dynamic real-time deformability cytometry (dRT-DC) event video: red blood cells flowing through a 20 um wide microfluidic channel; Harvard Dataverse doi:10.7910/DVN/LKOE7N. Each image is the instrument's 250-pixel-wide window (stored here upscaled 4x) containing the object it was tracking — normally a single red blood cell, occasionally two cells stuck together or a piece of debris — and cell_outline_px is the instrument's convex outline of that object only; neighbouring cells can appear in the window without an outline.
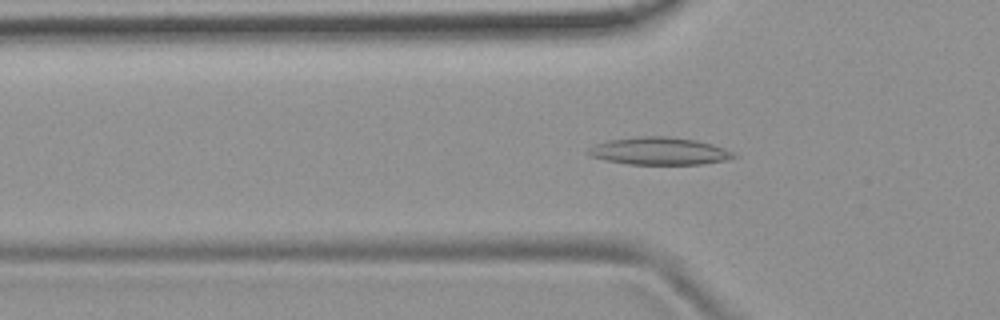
{"species": "common noctule bat (a hibernating species)", "species_latin": "Nyctalus noctula", "temperature_condition": "room temperature", "stored_images_in_passage": 48, "camera_frame_rate_fps": 3000, "um_per_image_px": 0.085, "animal": {"sex": "female", "body_mass_g": 19.9}, "frame": {"image": 1, "passage_image": 12, "time_ms": 3.667, "image_size_px": [1000, 320], "cell_outline_px": [[740, 156], [724, 160], [704, 164], [628, 164], [604, 160], [588, 156], [584, 152], [588, 148], [596, 144], [608, 140], [644, 136], [664, 136], [696, 140], [712, 144], [724, 148]], "centroid_in_image_um": [56.0, 12.85], "position_along_channel_um": 69.8, "area_um2": 23.35}}
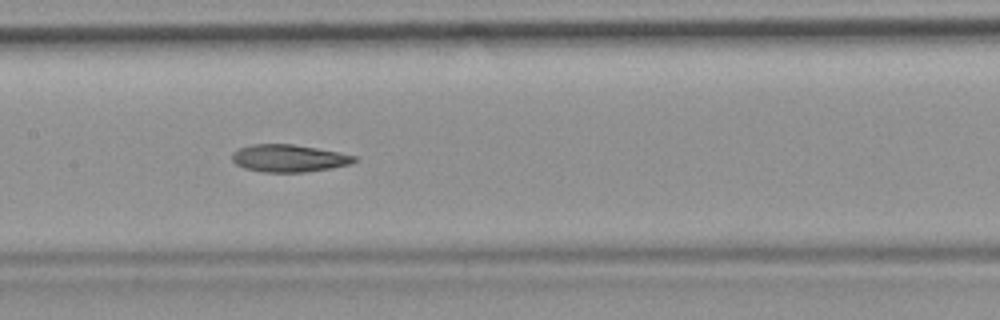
{"frame": {"image": 2, "passage_image": 21, "time_ms": 6.667, "image_size_px": [1000, 320], "cell_outline_px": [[360, 160], [352, 164], [332, 168], [304, 172], [264, 172], [244, 168], [236, 164], [232, 160], [232, 152], [240, 148], [252, 144], [292, 144], [340, 152], [356, 156]], "centroid_in_image_um": [24.6, 13.45], "position_along_channel_um": 182.8, "area_um2": 19.65}}
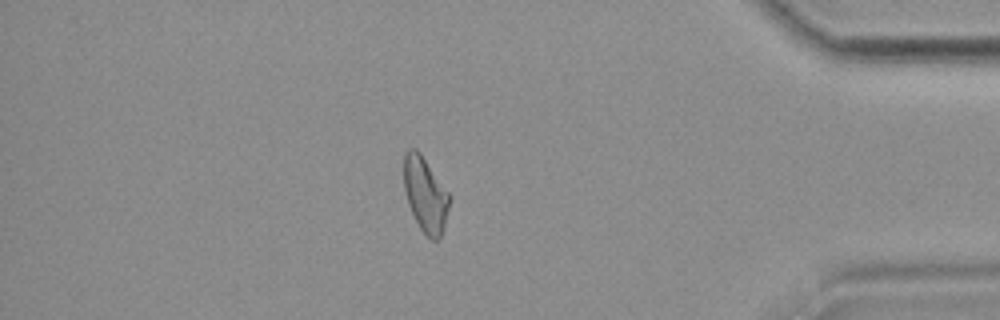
{"frame": {"image": 3, "passage_image": 41, "time_ms": 13.333, "image_size_px": [1000, 320], "cell_outline_px": [[452, 196], [444, 228], [440, 236], [436, 240], [432, 240], [420, 228], [408, 204], [404, 188], [404, 156], [408, 148], [416, 148], [420, 152]], "centroid_in_image_um": [36.17, 16.51], "position_along_channel_um": 399.0, "area_um2": 19.94}, "authors_computed_cell_mechanics": {"area_um2": 20.4034, "velocity_mm_per_s": 3.763, "shape_relaxation_time_tau1_ms": null, "shape_relaxation_time_tau2_ms": 3.6918, "deformation_change_tau1": null, "deformation_change_tau2": 0.1153}}